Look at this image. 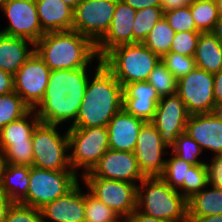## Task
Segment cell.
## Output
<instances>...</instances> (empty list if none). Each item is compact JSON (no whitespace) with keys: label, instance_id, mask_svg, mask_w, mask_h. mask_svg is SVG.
<instances>
[{"label":"cell","instance_id":"obj_1","mask_svg":"<svg viewBox=\"0 0 222 222\" xmlns=\"http://www.w3.org/2000/svg\"><path fill=\"white\" fill-rule=\"evenodd\" d=\"M91 68L51 70L45 94L34 108L40 122L73 125L83 101Z\"/></svg>","mask_w":222,"mask_h":222},{"label":"cell","instance_id":"obj_2","mask_svg":"<svg viewBox=\"0 0 222 222\" xmlns=\"http://www.w3.org/2000/svg\"><path fill=\"white\" fill-rule=\"evenodd\" d=\"M93 78L89 77L76 122L69 127H105L122 109V85L98 59Z\"/></svg>","mask_w":222,"mask_h":222},{"label":"cell","instance_id":"obj_3","mask_svg":"<svg viewBox=\"0 0 222 222\" xmlns=\"http://www.w3.org/2000/svg\"><path fill=\"white\" fill-rule=\"evenodd\" d=\"M35 52L50 70L89 68L91 62L102 59L96 45L74 30L45 33L35 43Z\"/></svg>","mask_w":222,"mask_h":222},{"label":"cell","instance_id":"obj_4","mask_svg":"<svg viewBox=\"0 0 222 222\" xmlns=\"http://www.w3.org/2000/svg\"><path fill=\"white\" fill-rule=\"evenodd\" d=\"M137 210L173 222L188 220L187 199L159 176L145 177L137 185Z\"/></svg>","mask_w":222,"mask_h":222},{"label":"cell","instance_id":"obj_5","mask_svg":"<svg viewBox=\"0 0 222 222\" xmlns=\"http://www.w3.org/2000/svg\"><path fill=\"white\" fill-rule=\"evenodd\" d=\"M161 58L143 43L122 44L113 47L103 57V65L122 87L125 84L147 81Z\"/></svg>","mask_w":222,"mask_h":222},{"label":"cell","instance_id":"obj_6","mask_svg":"<svg viewBox=\"0 0 222 222\" xmlns=\"http://www.w3.org/2000/svg\"><path fill=\"white\" fill-rule=\"evenodd\" d=\"M58 126L39 122L33 130L32 166L54 171H73L69 161L68 132L62 135L58 132Z\"/></svg>","mask_w":222,"mask_h":222},{"label":"cell","instance_id":"obj_7","mask_svg":"<svg viewBox=\"0 0 222 222\" xmlns=\"http://www.w3.org/2000/svg\"><path fill=\"white\" fill-rule=\"evenodd\" d=\"M69 161L77 174L89 172L100 158L110 149L107 126L105 127H69Z\"/></svg>","mask_w":222,"mask_h":222},{"label":"cell","instance_id":"obj_8","mask_svg":"<svg viewBox=\"0 0 222 222\" xmlns=\"http://www.w3.org/2000/svg\"><path fill=\"white\" fill-rule=\"evenodd\" d=\"M29 175L27 196L20 203L37 209L66 195L79 183V175L75 171H54L31 166Z\"/></svg>","mask_w":222,"mask_h":222},{"label":"cell","instance_id":"obj_9","mask_svg":"<svg viewBox=\"0 0 222 222\" xmlns=\"http://www.w3.org/2000/svg\"><path fill=\"white\" fill-rule=\"evenodd\" d=\"M83 178V179H82ZM88 189L120 218L127 219L137 209V185L99 177H80Z\"/></svg>","mask_w":222,"mask_h":222},{"label":"cell","instance_id":"obj_10","mask_svg":"<svg viewBox=\"0 0 222 222\" xmlns=\"http://www.w3.org/2000/svg\"><path fill=\"white\" fill-rule=\"evenodd\" d=\"M116 5L117 0H81L74 9L72 30L96 45L108 31Z\"/></svg>","mask_w":222,"mask_h":222},{"label":"cell","instance_id":"obj_11","mask_svg":"<svg viewBox=\"0 0 222 222\" xmlns=\"http://www.w3.org/2000/svg\"><path fill=\"white\" fill-rule=\"evenodd\" d=\"M214 74L195 68L178 80L177 95L189 115L210 113L214 105Z\"/></svg>","mask_w":222,"mask_h":222},{"label":"cell","instance_id":"obj_12","mask_svg":"<svg viewBox=\"0 0 222 222\" xmlns=\"http://www.w3.org/2000/svg\"><path fill=\"white\" fill-rule=\"evenodd\" d=\"M51 70L34 52L13 76L14 91L34 109L42 100Z\"/></svg>","mask_w":222,"mask_h":222},{"label":"cell","instance_id":"obj_13","mask_svg":"<svg viewBox=\"0 0 222 222\" xmlns=\"http://www.w3.org/2000/svg\"><path fill=\"white\" fill-rule=\"evenodd\" d=\"M1 10L9 24L0 32L36 43L45 34L37 14L35 0H4Z\"/></svg>","mask_w":222,"mask_h":222},{"label":"cell","instance_id":"obj_14","mask_svg":"<svg viewBox=\"0 0 222 222\" xmlns=\"http://www.w3.org/2000/svg\"><path fill=\"white\" fill-rule=\"evenodd\" d=\"M80 177H99L138 184L146 176L140 170L134 152L109 149L89 172Z\"/></svg>","mask_w":222,"mask_h":222},{"label":"cell","instance_id":"obj_15","mask_svg":"<svg viewBox=\"0 0 222 222\" xmlns=\"http://www.w3.org/2000/svg\"><path fill=\"white\" fill-rule=\"evenodd\" d=\"M189 114L177 95L161 97L151 123L160 133L162 142L170 148L180 134L185 133Z\"/></svg>","mask_w":222,"mask_h":222},{"label":"cell","instance_id":"obj_16","mask_svg":"<svg viewBox=\"0 0 222 222\" xmlns=\"http://www.w3.org/2000/svg\"><path fill=\"white\" fill-rule=\"evenodd\" d=\"M168 148L161 140L160 133L151 122L141 127L134 151L138 166L146 177L160 176L165 168L164 153Z\"/></svg>","mask_w":222,"mask_h":222},{"label":"cell","instance_id":"obj_17","mask_svg":"<svg viewBox=\"0 0 222 222\" xmlns=\"http://www.w3.org/2000/svg\"><path fill=\"white\" fill-rule=\"evenodd\" d=\"M161 97L147 81L125 84L122 87V109L145 122L154 118Z\"/></svg>","mask_w":222,"mask_h":222},{"label":"cell","instance_id":"obj_18","mask_svg":"<svg viewBox=\"0 0 222 222\" xmlns=\"http://www.w3.org/2000/svg\"><path fill=\"white\" fill-rule=\"evenodd\" d=\"M135 16L136 10L134 8L122 0H117L111 25L105 36L96 44L99 58H102L115 46L134 43L132 26Z\"/></svg>","mask_w":222,"mask_h":222},{"label":"cell","instance_id":"obj_19","mask_svg":"<svg viewBox=\"0 0 222 222\" xmlns=\"http://www.w3.org/2000/svg\"><path fill=\"white\" fill-rule=\"evenodd\" d=\"M40 211L44 222H85V193L78 183L66 195L45 204Z\"/></svg>","mask_w":222,"mask_h":222},{"label":"cell","instance_id":"obj_20","mask_svg":"<svg viewBox=\"0 0 222 222\" xmlns=\"http://www.w3.org/2000/svg\"><path fill=\"white\" fill-rule=\"evenodd\" d=\"M185 133L204 150H211L212 157L222 156V120L210 113L189 115Z\"/></svg>","mask_w":222,"mask_h":222},{"label":"cell","instance_id":"obj_21","mask_svg":"<svg viewBox=\"0 0 222 222\" xmlns=\"http://www.w3.org/2000/svg\"><path fill=\"white\" fill-rule=\"evenodd\" d=\"M144 123V120L121 109L107 124L110 149L134 152L139 131Z\"/></svg>","mask_w":222,"mask_h":222},{"label":"cell","instance_id":"obj_22","mask_svg":"<svg viewBox=\"0 0 222 222\" xmlns=\"http://www.w3.org/2000/svg\"><path fill=\"white\" fill-rule=\"evenodd\" d=\"M44 33L71 31L74 9L61 0H35Z\"/></svg>","mask_w":222,"mask_h":222},{"label":"cell","instance_id":"obj_23","mask_svg":"<svg viewBox=\"0 0 222 222\" xmlns=\"http://www.w3.org/2000/svg\"><path fill=\"white\" fill-rule=\"evenodd\" d=\"M32 47L29 48L30 46ZM35 52V43L26 38L8 36L0 32V69L12 74Z\"/></svg>","mask_w":222,"mask_h":222},{"label":"cell","instance_id":"obj_24","mask_svg":"<svg viewBox=\"0 0 222 222\" xmlns=\"http://www.w3.org/2000/svg\"><path fill=\"white\" fill-rule=\"evenodd\" d=\"M30 167L4 164L1 169V190L13 203H20L26 196L29 188Z\"/></svg>","mask_w":222,"mask_h":222},{"label":"cell","instance_id":"obj_25","mask_svg":"<svg viewBox=\"0 0 222 222\" xmlns=\"http://www.w3.org/2000/svg\"><path fill=\"white\" fill-rule=\"evenodd\" d=\"M194 60L197 68L209 73L222 69V45L211 32L200 34Z\"/></svg>","mask_w":222,"mask_h":222},{"label":"cell","instance_id":"obj_26","mask_svg":"<svg viewBox=\"0 0 222 222\" xmlns=\"http://www.w3.org/2000/svg\"><path fill=\"white\" fill-rule=\"evenodd\" d=\"M187 205L188 217L222 214V188L209 183L199 193H196L188 199Z\"/></svg>","mask_w":222,"mask_h":222},{"label":"cell","instance_id":"obj_27","mask_svg":"<svg viewBox=\"0 0 222 222\" xmlns=\"http://www.w3.org/2000/svg\"><path fill=\"white\" fill-rule=\"evenodd\" d=\"M40 122L34 109L0 130V145L32 143V133Z\"/></svg>","mask_w":222,"mask_h":222},{"label":"cell","instance_id":"obj_28","mask_svg":"<svg viewBox=\"0 0 222 222\" xmlns=\"http://www.w3.org/2000/svg\"><path fill=\"white\" fill-rule=\"evenodd\" d=\"M174 35L175 31L163 17L148 34L143 44L162 58L170 52Z\"/></svg>","mask_w":222,"mask_h":222},{"label":"cell","instance_id":"obj_29","mask_svg":"<svg viewBox=\"0 0 222 222\" xmlns=\"http://www.w3.org/2000/svg\"><path fill=\"white\" fill-rule=\"evenodd\" d=\"M164 17L161 6L136 10L133 22L134 43H143L158 21Z\"/></svg>","mask_w":222,"mask_h":222},{"label":"cell","instance_id":"obj_30","mask_svg":"<svg viewBox=\"0 0 222 222\" xmlns=\"http://www.w3.org/2000/svg\"><path fill=\"white\" fill-rule=\"evenodd\" d=\"M189 6L196 28L202 33L211 32L220 16L217 1H197Z\"/></svg>","mask_w":222,"mask_h":222},{"label":"cell","instance_id":"obj_31","mask_svg":"<svg viewBox=\"0 0 222 222\" xmlns=\"http://www.w3.org/2000/svg\"><path fill=\"white\" fill-rule=\"evenodd\" d=\"M31 108L15 92L0 95V130L11 122L20 119Z\"/></svg>","mask_w":222,"mask_h":222},{"label":"cell","instance_id":"obj_32","mask_svg":"<svg viewBox=\"0 0 222 222\" xmlns=\"http://www.w3.org/2000/svg\"><path fill=\"white\" fill-rule=\"evenodd\" d=\"M172 155L170 159L166 158L164 171L159 177L171 188L179 190L184 183H188L189 168L192 164Z\"/></svg>","mask_w":222,"mask_h":222},{"label":"cell","instance_id":"obj_33","mask_svg":"<svg viewBox=\"0 0 222 222\" xmlns=\"http://www.w3.org/2000/svg\"><path fill=\"white\" fill-rule=\"evenodd\" d=\"M147 82L155 88L160 97L177 94L178 80L161 60L150 73Z\"/></svg>","mask_w":222,"mask_h":222},{"label":"cell","instance_id":"obj_34","mask_svg":"<svg viewBox=\"0 0 222 222\" xmlns=\"http://www.w3.org/2000/svg\"><path fill=\"white\" fill-rule=\"evenodd\" d=\"M121 219L89 190L85 192V222H118Z\"/></svg>","mask_w":222,"mask_h":222},{"label":"cell","instance_id":"obj_35","mask_svg":"<svg viewBox=\"0 0 222 222\" xmlns=\"http://www.w3.org/2000/svg\"><path fill=\"white\" fill-rule=\"evenodd\" d=\"M209 183L208 163L192 165L189 168L188 183H184L178 192L188 200L204 189Z\"/></svg>","mask_w":222,"mask_h":222},{"label":"cell","instance_id":"obj_36","mask_svg":"<svg viewBox=\"0 0 222 222\" xmlns=\"http://www.w3.org/2000/svg\"><path fill=\"white\" fill-rule=\"evenodd\" d=\"M170 148L172 154L192 165L207 163L206 161L198 159L203 150L199 144L186 133L180 134Z\"/></svg>","mask_w":222,"mask_h":222},{"label":"cell","instance_id":"obj_37","mask_svg":"<svg viewBox=\"0 0 222 222\" xmlns=\"http://www.w3.org/2000/svg\"><path fill=\"white\" fill-rule=\"evenodd\" d=\"M32 143L0 145V153L4 164L31 167L33 163Z\"/></svg>","mask_w":222,"mask_h":222},{"label":"cell","instance_id":"obj_38","mask_svg":"<svg viewBox=\"0 0 222 222\" xmlns=\"http://www.w3.org/2000/svg\"><path fill=\"white\" fill-rule=\"evenodd\" d=\"M161 61L177 80L197 67L194 56H184L179 53L169 52L161 58Z\"/></svg>","mask_w":222,"mask_h":222},{"label":"cell","instance_id":"obj_39","mask_svg":"<svg viewBox=\"0 0 222 222\" xmlns=\"http://www.w3.org/2000/svg\"><path fill=\"white\" fill-rule=\"evenodd\" d=\"M164 18L175 33L182 31H199L196 28L189 5L164 12Z\"/></svg>","mask_w":222,"mask_h":222},{"label":"cell","instance_id":"obj_40","mask_svg":"<svg viewBox=\"0 0 222 222\" xmlns=\"http://www.w3.org/2000/svg\"><path fill=\"white\" fill-rule=\"evenodd\" d=\"M200 31H182L174 35L170 52L179 53L184 56H194Z\"/></svg>","mask_w":222,"mask_h":222},{"label":"cell","instance_id":"obj_41","mask_svg":"<svg viewBox=\"0 0 222 222\" xmlns=\"http://www.w3.org/2000/svg\"><path fill=\"white\" fill-rule=\"evenodd\" d=\"M4 222H44L40 209L13 203L4 219Z\"/></svg>","mask_w":222,"mask_h":222},{"label":"cell","instance_id":"obj_42","mask_svg":"<svg viewBox=\"0 0 222 222\" xmlns=\"http://www.w3.org/2000/svg\"><path fill=\"white\" fill-rule=\"evenodd\" d=\"M208 167L210 183L222 188V156L213 157Z\"/></svg>","mask_w":222,"mask_h":222},{"label":"cell","instance_id":"obj_43","mask_svg":"<svg viewBox=\"0 0 222 222\" xmlns=\"http://www.w3.org/2000/svg\"><path fill=\"white\" fill-rule=\"evenodd\" d=\"M14 91L13 75L0 69V95Z\"/></svg>","mask_w":222,"mask_h":222},{"label":"cell","instance_id":"obj_44","mask_svg":"<svg viewBox=\"0 0 222 222\" xmlns=\"http://www.w3.org/2000/svg\"><path fill=\"white\" fill-rule=\"evenodd\" d=\"M126 220L127 222H173L171 220L158 219L145 215L137 209Z\"/></svg>","mask_w":222,"mask_h":222},{"label":"cell","instance_id":"obj_45","mask_svg":"<svg viewBox=\"0 0 222 222\" xmlns=\"http://www.w3.org/2000/svg\"><path fill=\"white\" fill-rule=\"evenodd\" d=\"M135 10L145 9L147 7L161 6V0H122Z\"/></svg>","mask_w":222,"mask_h":222},{"label":"cell","instance_id":"obj_46","mask_svg":"<svg viewBox=\"0 0 222 222\" xmlns=\"http://www.w3.org/2000/svg\"><path fill=\"white\" fill-rule=\"evenodd\" d=\"M188 5H190V0H161V8L163 12L175 10Z\"/></svg>","mask_w":222,"mask_h":222},{"label":"cell","instance_id":"obj_47","mask_svg":"<svg viewBox=\"0 0 222 222\" xmlns=\"http://www.w3.org/2000/svg\"><path fill=\"white\" fill-rule=\"evenodd\" d=\"M13 204L11 199L0 188V222H4L10 206Z\"/></svg>","mask_w":222,"mask_h":222},{"label":"cell","instance_id":"obj_48","mask_svg":"<svg viewBox=\"0 0 222 222\" xmlns=\"http://www.w3.org/2000/svg\"><path fill=\"white\" fill-rule=\"evenodd\" d=\"M214 100H222V69L219 72L214 73Z\"/></svg>","mask_w":222,"mask_h":222},{"label":"cell","instance_id":"obj_49","mask_svg":"<svg viewBox=\"0 0 222 222\" xmlns=\"http://www.w3.org/2000/svg\"><path fill=\"white\" fill-rule=\"evenodd\" d=\"M187 222H222V214L204 217H188Z\"/></svg>","mask_w":222,"mask_h":222},{"label":"cell","instance_id":"obj_50","mask_svg":"<svg viewBox=\"0 0 222 222\" xmlns=\"http://www.w3.org/2000/svg\"><path fill=\"white\" fill-rule=\"evenodd\" d=\"M211 33L216 37V39L222 45V14H220Z\"/></svg>","mask_w":222,"mask_h":222},{"label":"cell","instance_id":"obj_51","mask_svg":"<svg viewBox=\"0 0 222 222\" xmlns=\"http://www.w3.org/2000/svg\"><path fill=\"white\" fill-rule=\"evenodd\" d=\"M210 114L217 119L222 120V100L221 101H215L214 105L212 106V109L210 111Z\"/></svg>","mask_w":222,"mask_h":222},{"label":"cell","instance_id":"obj_52","mask_svg":"<svg viewBox=\"0 0 222 222\" xmlns=\"http://www.w3.org/2000/svg\"><path fill=\"white\" fill-rule=\"evenodd\" d=\"M61 1L70 6L71 8L75 9L81 0H61Z\"/></svg>","mask_w":222,"mask_h":222},{"label":"cell","instance_id":"obj_53","mask_svg":"<svg viewBox=\"0 0 222 222\" xmlns=\"http://www.w3.org/2000/svg\"><path fill=\"white\" fill-rule=\"evenodd\" d=\"M4 165V161H3V158H2V154L0 153V182H1V169Z\"/></svg>","mask_w":222,"mask_h":222},{"label":"cell","instance_id":"obj_54","mask_svg":"<svg viewBox=\"0 0 222 222\" xmlns=\"http://www.w3.org/2000/svg\"><path fill=\"white\" fill-rule=\"evenodd\" d=\"M217 4H218L219 12L220 14H222V0H217Z\"/></svg>","mask_w":222,"mask_h":222},{"label":"cell","instance_id":"obj_55","mask_svg":"<svg viewBox=\"0 0 222 222\" xmlns=\"http://www.w3.org/2000/svg\"><path fill=\"white\" fill-rule=\"evenodd\" d=\"M197 1H217V0H190V3L197 2Z\"/></svg>","mask_w":222,"mask_h":222},{"label":"cell","instance_id":"obj_56","mask_svg":"<svg viewBox=\"0 0 222 222\" xmlns=\"http://www.w3.org/2000/svg\"><path fill=\"white\" fill-rule=\"evenodd\" d=\"M118 222H127V220H126V219H121V220L118 221Z\"/></svg>","mask_w":222,"mask_h":222},{"label":"cell","instance_id":"obj_57","mask_svg":"<svg viewBox=\"0 0 222 222\" xmlns=\"http://www.w3.org/2000/svg\"><path fill=\"white\" fill-rule=\"evenodd\" d=\"M3 1H4V0H0V8L2 7Z\"/></svg>","mask_w":222,"mask_h":222}]
</instances>
